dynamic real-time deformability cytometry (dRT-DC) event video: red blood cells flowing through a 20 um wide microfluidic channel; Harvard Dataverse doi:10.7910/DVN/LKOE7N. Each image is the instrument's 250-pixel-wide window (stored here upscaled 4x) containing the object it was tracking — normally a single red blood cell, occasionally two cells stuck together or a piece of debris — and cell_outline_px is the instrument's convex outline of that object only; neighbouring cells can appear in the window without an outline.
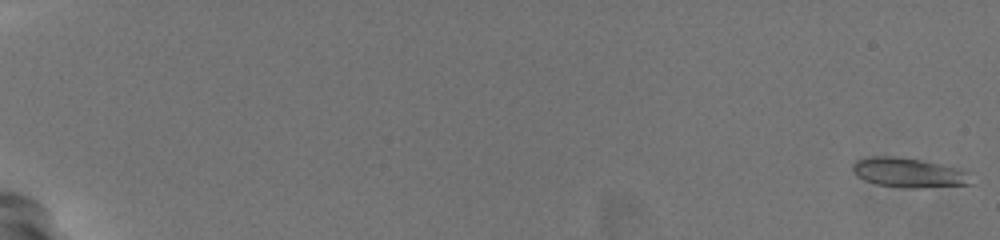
{"species": "common noctule bat (a hibernating species)", "species_latin": "Nyctalus noctula", "temperature_condition": "warm", "stored_images_in_passage": 60, "camera_frame_rate_fps": 3000, "um_per_image_px": 0.085, "animal": {"sex": "female", "body_mass_g": 19.5, "forearm_length_mm": 54.1}, "frame": {"image": 1, "passage_image": 1, "time_ms": 0.0, "image_size_px": [1000, 240], "cell_outline_px": [[972, 184], [920, 188], [900, 188], [876, 184], [864, 180], [856, 176], [852, 172], [852, 164], [856, 160], [872, 156], [892, 156], [920, 160], [940, 164], [968, 172]], "centroid_in_image_um": [77.17, 14.69], "position_along_channel_um": 7.8, "area_um2": 20.4}}
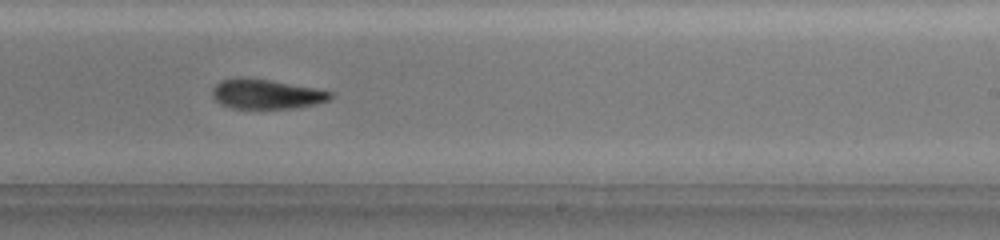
{"frame": {"image": 2, "passage_image": 41, "time_ms": 13.333, "image_size_px": [1000, 240], "cell_outline_px": [[332, 96], [328, 100], [316, 104], [300, 108], [232, 108], [220, 104], [212, 96], [212, 88], [216, 84], [224, 80], [272, 80], [316, 88], [332, 92]], "centroid_in_image_um": [22.7, 8.03], "position_along_channel_um": 266.3, "area_um2": 19.88}}
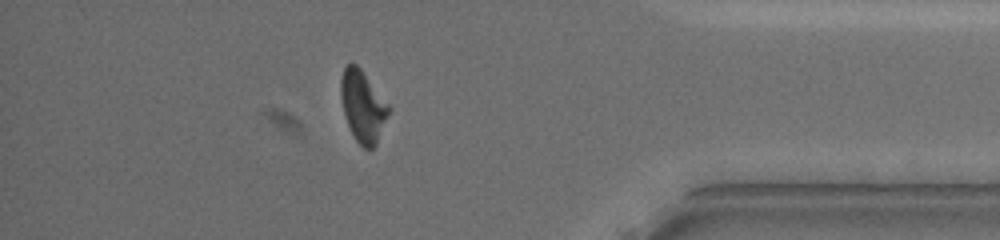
{"frame": {"image": 3, "passage_image": 54, "time_ms": 17.667, "image_size_px": [1000, 240], "cell_outline_px": [[392, 108], [376, 144], [372, 148], [364, 148], [356, 140], [348, 124], [344, 112], [340, 96], [340, 80], [344, 68], [348, 64], [356, 64], [360, 68]], "centroid_in_image_um": [30.85, 9.02], "position_along_channel_um": 404.3, "area_um2": 19.71}, "authors_computed_cell_mechanics": {"area_um2": 19.941, "velocity_mm_per_s": 3.7301, "shape_relaxation_time_tau1_ms": 4.4236, "shape_relaxation_time_tau2_ms": null, "deformation_change_tau1": 0.1818, "deformation_change_tau2": null}}